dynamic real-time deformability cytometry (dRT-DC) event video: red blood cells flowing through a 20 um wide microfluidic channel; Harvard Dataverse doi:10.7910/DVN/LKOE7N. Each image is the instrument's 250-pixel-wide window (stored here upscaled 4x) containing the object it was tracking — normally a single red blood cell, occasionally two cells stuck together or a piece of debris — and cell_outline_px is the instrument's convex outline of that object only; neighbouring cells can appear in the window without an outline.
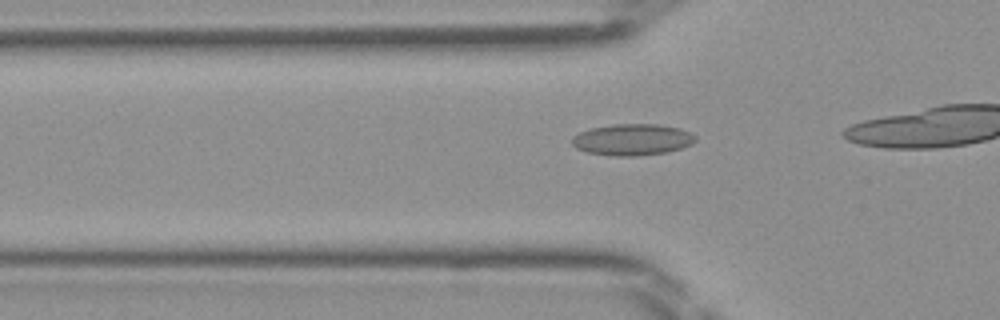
{"species": "Egyptian fruit bat (a non-hibernating species)", "species_latin": "Rousettus aegyptiacus", "temperature_condition": "room temperature", "stored_images_in_passage": 17, "camera_frame_rate_fps": 3000, "um_per_image_px": 0.085, "frame": {"image": 1, "passage_image": 12, "time_ms": 3.667, "image_size_px": [1000, 320], "cell_outline_px": [[696, 140], [692, 144], [668, 152], [636, 156], [612, 156], [588, 152], [576, 148], [572, 144], [572, 136], [580, 132], [592, 128], [612, 124], [660, 124], [680, 128], [696, 136]], "centroid_in_image_um": [53.75, 11.87], "position_along_channel_um": 72.0, "area_um2": 22.66}}
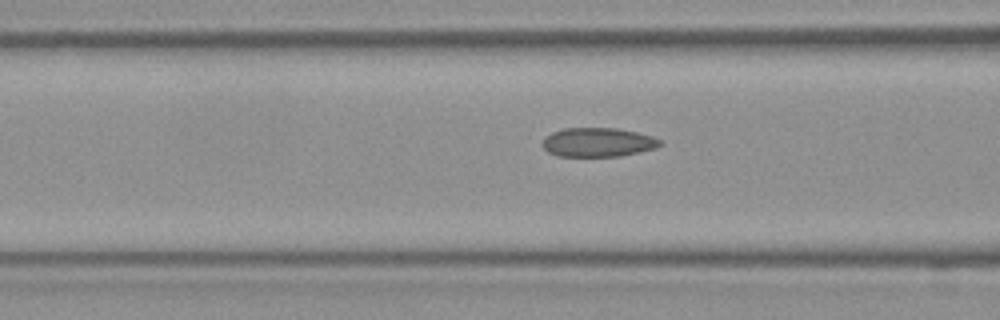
{"frame": {"image": 2, "passage_image": 15, "time_ms": 4.667, "image_size_px": [1000, 320], "cell_outline_px": [[664, 144], [656, 148], [640, 152], [620, 156], [556, 156], [548, 152], [540, 144], [544, 136], [552, 132], [564, 128], [616, 128], [636, 132], [652, 136], [660, 140]], "centroid_in_image_um": [50.8, 12.09], "position_along_channel_um": 115.8, "area_um2": 20.11}}